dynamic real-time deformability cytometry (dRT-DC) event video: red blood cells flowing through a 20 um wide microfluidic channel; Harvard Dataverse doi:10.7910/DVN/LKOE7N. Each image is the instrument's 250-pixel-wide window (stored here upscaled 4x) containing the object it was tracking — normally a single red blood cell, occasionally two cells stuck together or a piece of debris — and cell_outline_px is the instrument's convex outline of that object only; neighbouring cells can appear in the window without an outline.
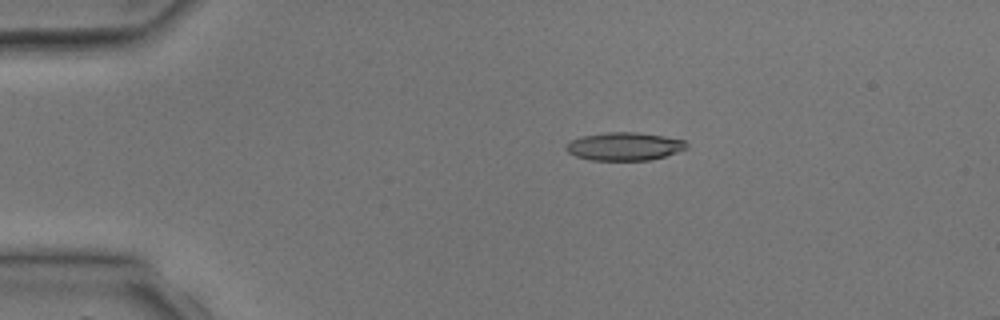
{"species": "common noctule bat (a hibernating species)", "species_latin": "Nyctalus noctula", "temperature_condition": "room temperature", "stored_images_in_passage": 4, "camera_frame_rate_fps": 3000, "um_per_image_px": 0.085, "animal": {"sex": "male", "body_mass_g": 17.9, "forearm_length_mm": 54.2}, "frame": {"image": 1, "passage_image": 3, "time_ms": 2.333, "image_size_px": [1000, 320], "cell_outline_px": [[688, 148], [652, 160], [588, 160], [576, 156], [568, 152], [564, 148], [572, 140], [580, 136], [608, 132], [640, 132], [664, 136], [684, 140], [688, 144]], "centroid_in_image_um": [53.08, 12.44], "position_along_channel_um": 31.9, "area_um2": 19.77}}